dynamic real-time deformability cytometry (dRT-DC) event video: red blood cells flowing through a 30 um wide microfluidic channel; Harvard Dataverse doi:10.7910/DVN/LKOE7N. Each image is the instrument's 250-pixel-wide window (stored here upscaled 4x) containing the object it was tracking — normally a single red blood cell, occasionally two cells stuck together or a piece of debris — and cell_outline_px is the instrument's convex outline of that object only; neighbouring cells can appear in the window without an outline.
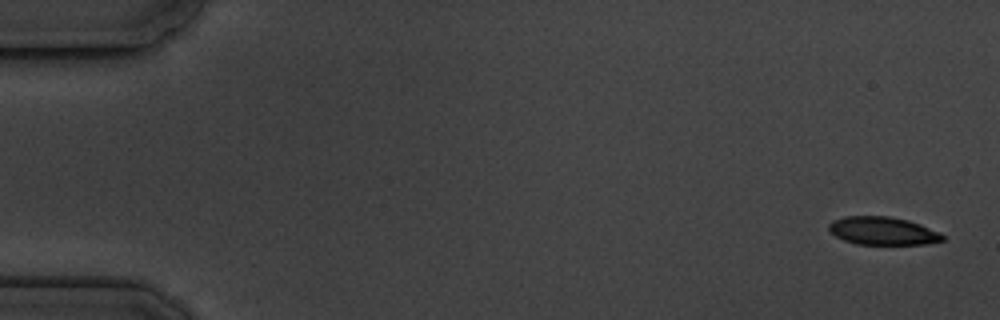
{"species": "common noctule bat (a hibernating species)", "species_latin": "Nyctalus noctula", "temperature_condition": "cold", "stored_images_in_passage": 7, "camera_frame_rate_fps": 3000, "um_per_image_px": 0.085, "animal": {"sex": "male", "body_mass_g": 19.5, "forearm_length_mm": 54.6}, "frame": {"image": 1, "passage_image": 1, "time_ms": 0.0, "image_size_px": [1000, 320], "cell_outline_px": [[944, 240], [924, 244], [856, 244], [844, 240], [836, 236], [828, 228], [828, 224], [832, 220], [844, 216], [888, 216], [908, 220], [920, 224], [940, 232], [944, 236]], "centroid_in_image_um": [75.02, 19.62], "position_along_channel_um": 10.0, "area_um2": 18.55}}
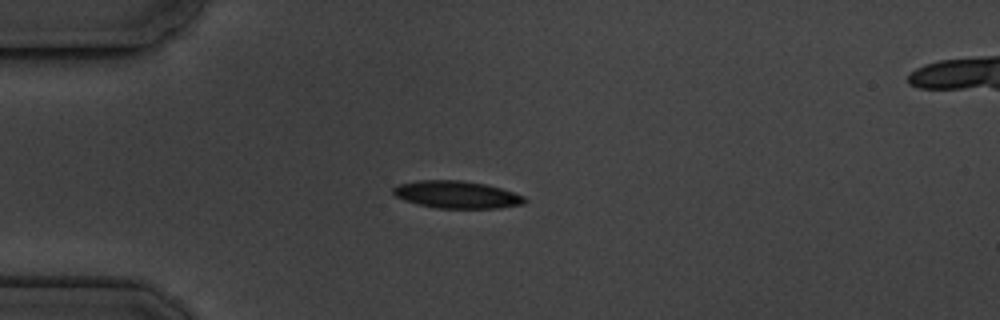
{"frame": {"image": 2, "passage_image": 4, "time_ms": 4.333, "image_size_px": [1000, 320], "cell_outline_px": [[528, 200], [524, 204], [496, 208], [436, 208], [416, 204], [404, 200], [396, 196], [392, 192], [392, 188], [396, 184], [416, 180], [460, 180], [484, 184], [500, 188], [524, 196]], "centroid_in_image_um": [38.77, 16.54], "position_along_channel_um": 46.2, "area_um2": 21.04}}
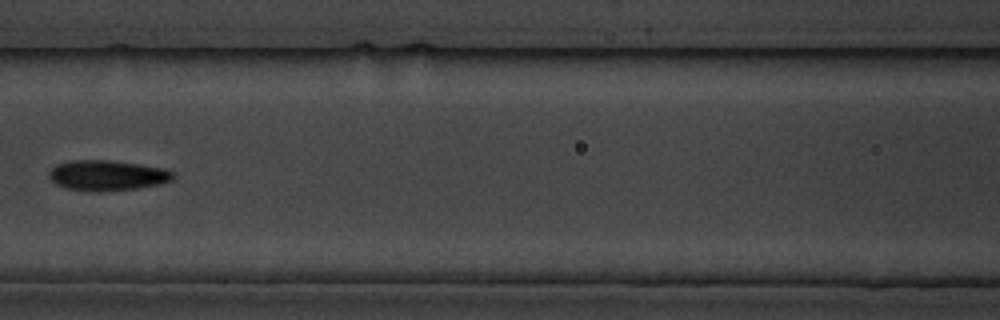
{"frame": {"image": 3, "passage_image": 7, "time_ms": 8.0, "image_size_px": [1000, 320], "cell_outline_px": [[176, 176], [172, 180], [160, 184], [140, 188], [100, 192], [64, 188], [56, 184], [48, 176], [48, 172], [56, 164], [68, 160], [108, 160], [140, 164], [164, 168], [176, 172]], "centroid_in_image_um": [9.14, 14.91], "position_along_channel_um": 157.5, "area_um2": 22.31}}